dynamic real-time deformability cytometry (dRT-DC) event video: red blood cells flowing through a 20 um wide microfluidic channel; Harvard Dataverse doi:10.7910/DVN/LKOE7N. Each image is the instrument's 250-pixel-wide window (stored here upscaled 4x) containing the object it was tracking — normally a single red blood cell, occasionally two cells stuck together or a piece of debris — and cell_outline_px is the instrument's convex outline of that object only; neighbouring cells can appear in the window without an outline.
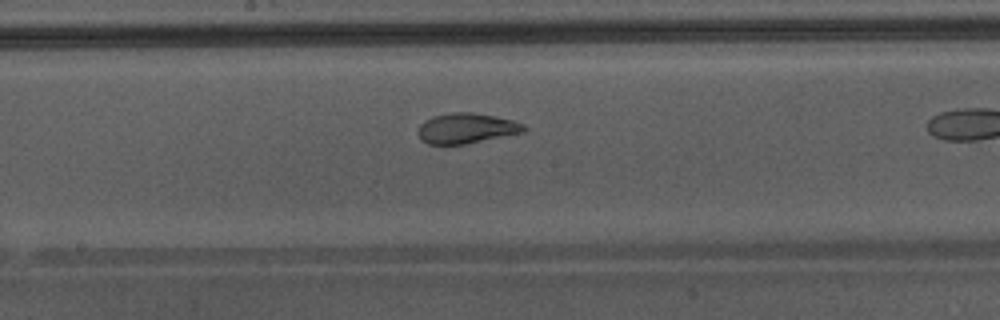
{"species": "Egyptian fruit bat (a non-hibernating species)", "species_latin": "Rousettus aegyptiacus", "temperature_condition": "warm", "stored_images_in_passage": 25, "camera_frame_rate_fps": 3000, "um_per_image_px": 0.085, "animal": {"sex": "male"}, "frame": {"image": 1, "passage_image": 21, "time_ms": 6.667, "image_size_px": [1000, 320], "cell_outline_px": [[528, 128], [524, 132], [464, 144], [428, 144], [420, 140], [416, 132], [420, 124], [424, 120], [432, 116], [452, 112], [472, 112], [496, 116], [512, 120], [524, 124]], "centroid_in_image_um": [39.61, 10.9], "position_along_channel_um": 208.6, "area_um2": 18.84}}
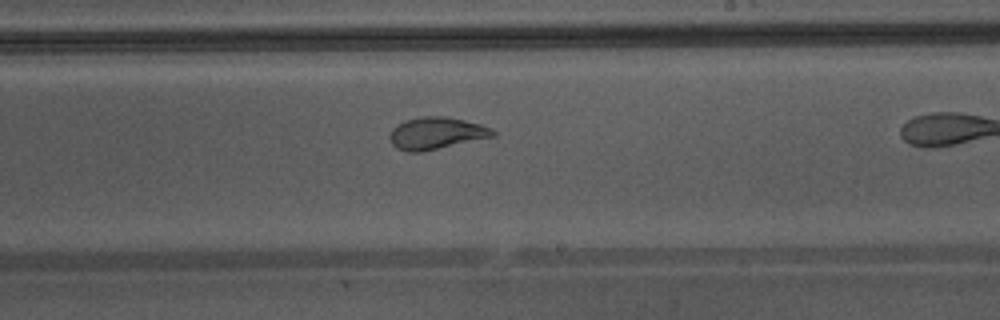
{"frame": {"image": 2, "passage_image": 24, "time_ms": 7.667, "image_size_px": [1000, 320], "cell_outline_px": [[496, 136], [420, 152], [408, 152], [396, 148], [392, 144], [388, 136], [392, 128], [396, 124], [408, 120], [424, 116], [444, 116], [464, 120], [480, 124], [492, 128], [496, 132]], "centroid_in_image_um": [37.08, 11.33], "position_along_channel_um": 251.9, "area_um2": 19.25}}